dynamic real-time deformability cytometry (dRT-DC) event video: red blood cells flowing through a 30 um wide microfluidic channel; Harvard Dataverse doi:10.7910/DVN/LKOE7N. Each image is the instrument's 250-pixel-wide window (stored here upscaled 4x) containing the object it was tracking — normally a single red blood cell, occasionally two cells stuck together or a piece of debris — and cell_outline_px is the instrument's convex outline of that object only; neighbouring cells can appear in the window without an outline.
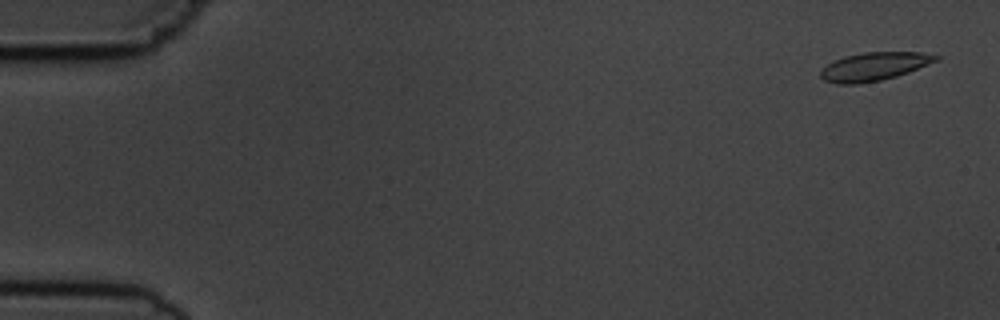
{"species": "common noctule bat (a hibernating species)", "species_latin": "Nyctalus noctula", "temperature_condition": "cold", "stored_images_in_passage": 3, "segment_of_instrument_passage": [2, 2], "camera_frame_rate_fps": 3000, "um_per_image_px": 0.085, "animal": {"sex": "male", "body_mass_g": 19.5, "forearm_length_mm": 54.6}, "frame": {"image": 1, "passage_image": 3, "time_ms": 2.333, "image_size_px": [1000, 320], "cell_outline_px": [[940, 60], [908, 72], [896, 76], [880, 80], [860, 84], [836, 84], [824, 80], [820, 76], [820, 72], [828, 64], [844, 56], [864, 52], [920, 52], [940, 56]], "centroid_in_image_um": [74.32, 5.65], "position_along_channel_um": 10.7, "area_um2": 18.96}}